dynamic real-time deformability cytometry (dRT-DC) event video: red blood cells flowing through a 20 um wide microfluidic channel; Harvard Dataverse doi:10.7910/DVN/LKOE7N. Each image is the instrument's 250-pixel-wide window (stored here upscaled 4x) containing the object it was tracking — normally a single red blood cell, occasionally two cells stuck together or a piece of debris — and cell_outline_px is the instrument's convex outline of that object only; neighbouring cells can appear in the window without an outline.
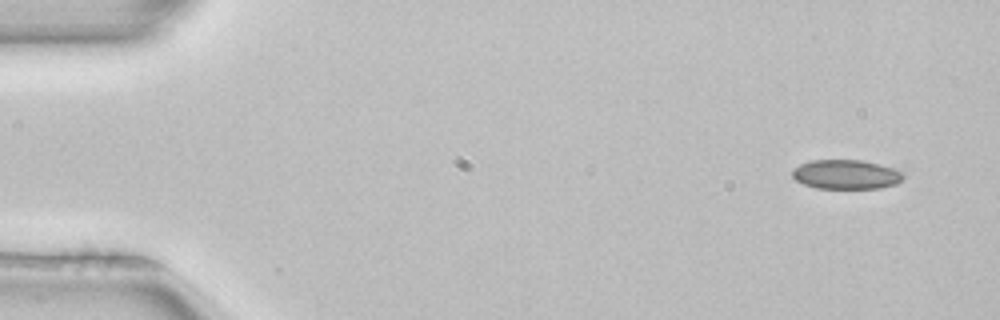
{"species": "common noctule bat (a hibernating species)", "species_latin": "Nyctalus noctula", "temperature_condition": "room temperature", "stored_images_in_passage": 4, "camera_frame_rate_fps": 3000, "um_per_image_px": 0.085, "animal": {"sex": "female", "body_mass_g": 22.7, "forearm_length_mm": 54.2}, "frame": {"image": 1, "passage_image": 1, "time_ms": 0.0, "image_size_px": [1000, 320], "cell_outline_px": [[904, 176], [896, 184], [880, 188], [816, 188], [804, 184], [796, 180], [792, 176], [792, 168], [800, 164], [812, 160], [864, 160], [880, 164], [904, 172]], "centroid_in_image_um": [71.91, 14.82], "position_along_channel_um": 13.1, "area_um2": 19.02}}
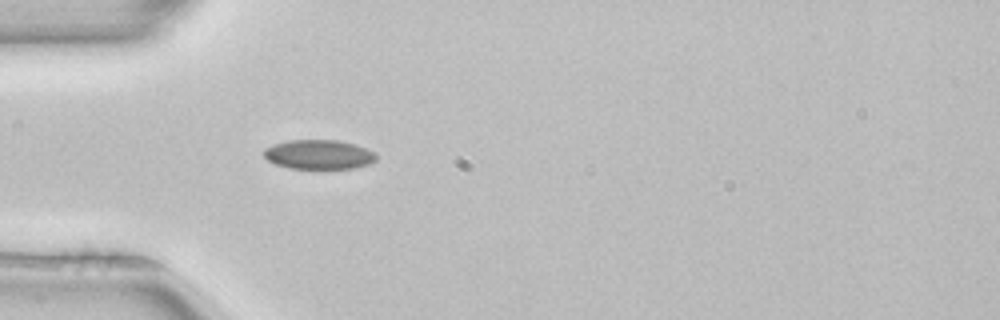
{"frame": {"image": 2, "passage_image": 4, "time_ms": 1.0, "image_size_px": [1000, 320], "cell_outline_px": [[376, 160], [368, 164], [356, 168], [288, 168], [276, 164], [268, 160], [264, 156], [264, 148], [272, 144], [288, 140], [336, 140], [356, 144], [372, 152], [376, 156]], "centroid_in_image_um": [27.06, 13.12], "position_along_channel_um": 57.9, "area_um2": 19.13}}